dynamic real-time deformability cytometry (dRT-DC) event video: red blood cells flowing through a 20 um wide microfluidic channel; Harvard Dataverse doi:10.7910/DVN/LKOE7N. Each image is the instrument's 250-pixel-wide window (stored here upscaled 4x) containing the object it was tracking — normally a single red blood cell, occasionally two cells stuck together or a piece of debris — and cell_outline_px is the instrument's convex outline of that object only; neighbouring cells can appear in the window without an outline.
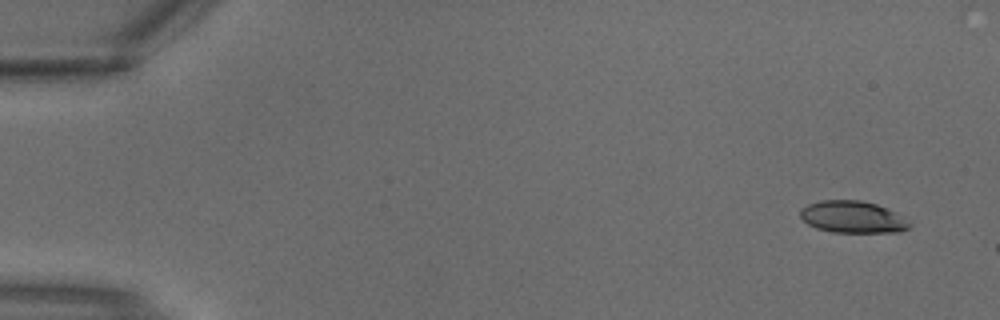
{"species": "common noctule bat (a hibernating species)", "species_latin": "Nyctalus noctula", "temperature_condition": "warm", "stored_images_in_passage": 2, "camera_frame_rate_fps": 3000, "um_per_image_px": 0.085, "animal": {"sex": "male", "body_mass_g": 18.8}, "frame": {"image": 1, "passage_image": 1, "time_ms": 0.0, "image_size_px": [1000, 320], "cell_outline_px": [[912, 224], [908, 228], [900, 232], [832, 232], [816, 228], [808, 224], [800, 216], [800, 208], [808, 204], [820, 200], [860, 200], [876, 204], [896, 212], [904, 216]], "centroid_in_image_um": [72.49, 18.44], "position_along_channel_um": 12.5, "area_um2": 20.46}}